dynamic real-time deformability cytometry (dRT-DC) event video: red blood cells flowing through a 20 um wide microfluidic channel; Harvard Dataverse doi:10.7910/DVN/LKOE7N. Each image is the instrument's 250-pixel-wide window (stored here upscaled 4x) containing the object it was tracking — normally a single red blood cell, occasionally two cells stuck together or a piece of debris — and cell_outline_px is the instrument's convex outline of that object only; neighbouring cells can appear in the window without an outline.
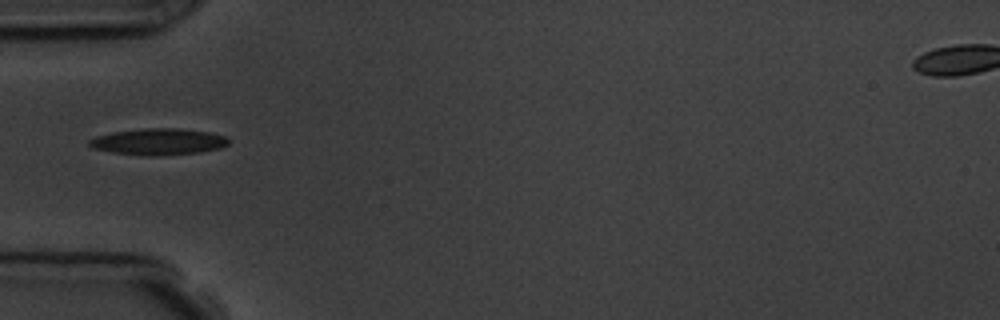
{"species": "common noctule bat (a hibernating species)", "species_latin": "Nyctalus noctula", "temperature_condition": "room temperature", "stored_images_in_passage": 5, "camera_frame_rate_fps": 3000, "um_per_image_px": 0.085, "animal": {"sex": "male", "body_mass_g": 19.5, "forearm_length_mm": 54.6}, "frame": {"image": 1, "passage_image": 5, "time_ms": 4.667, "image_size_px": [1000, 320], "cell_outline_px": [[228, 144], [224, 148], [200, 152], [156, 156], [148, 156], [112, 152], [92, 148], [88, 144], [88, 140], [96, 136], [112, 132], [144, 128], [180, 128], [208, 132], [224, 136], [228, 140]], "centroid_in_image_um": [13.46, 12.04], "position_along_channel_um": 71.5, "area_um2": 21.56}}